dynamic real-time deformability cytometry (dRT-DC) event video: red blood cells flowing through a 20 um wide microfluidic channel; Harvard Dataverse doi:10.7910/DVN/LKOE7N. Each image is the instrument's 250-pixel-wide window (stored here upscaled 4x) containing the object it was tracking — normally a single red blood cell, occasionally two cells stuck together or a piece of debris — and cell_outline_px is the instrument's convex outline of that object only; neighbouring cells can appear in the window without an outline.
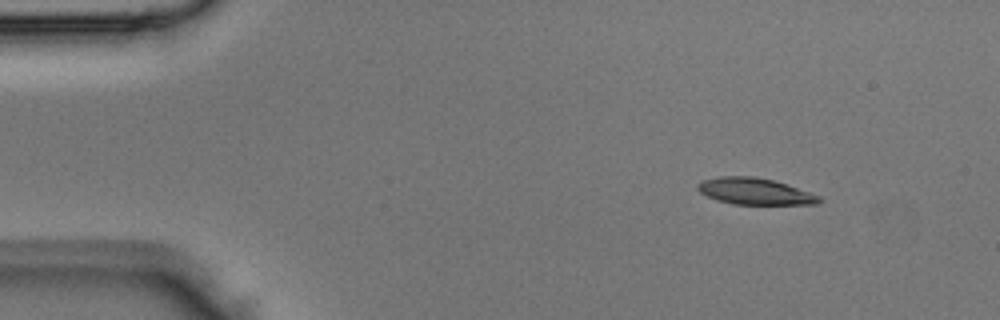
{"species": "Egyptian fruit bat (a non-hibernating species)", "species_latin": "Rousettus aegyptiacus", "temperature_condition": "room temperature", "stored_images_in_passage": 39, "camera_frame_rate_fps": 3000, "um_per_image_px": 0.085, "animal": {"sex": "male"}, "frame": {"image": 1, "passage_image": 1, "time_ms": 0.0, "image_size_px": [1000, 320], "cell_outline_px": [[824, 200], [816, 204], [732, 204], [716, 200], [700, 192], [696, 188], [696, 184], [704, 180], [720, 176], [756, 176], [772, 180], [820, 196]], "centroid_in_image_um": [64.12, 16.26], "position_along_channel_um": 20.9, "area_um2": 18.61}}
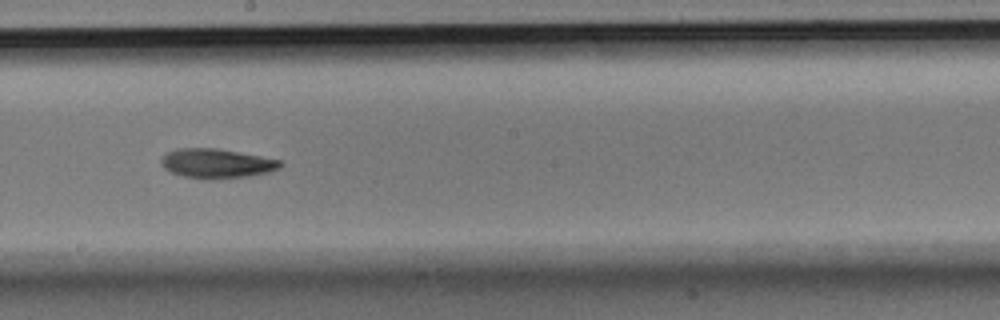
{"frame": {"image": 2, "passage_image": 20, "time_ms": 6.333, "image_size_px": [1000, 320], "cell_outline_px": [[284, 164], [280, 168], [268, 172], [244, 176], [212, 180], [204, 180], [184, 176], [172, 172], [164, 168], [160, 160], [168, 152], [176, 148], [216, 148], [260, 156], [280, 160]], "centroid_in_image_um": [18.4, 13.9], "position_along_channel_um": 229.8, "area_um2": 20.35}}
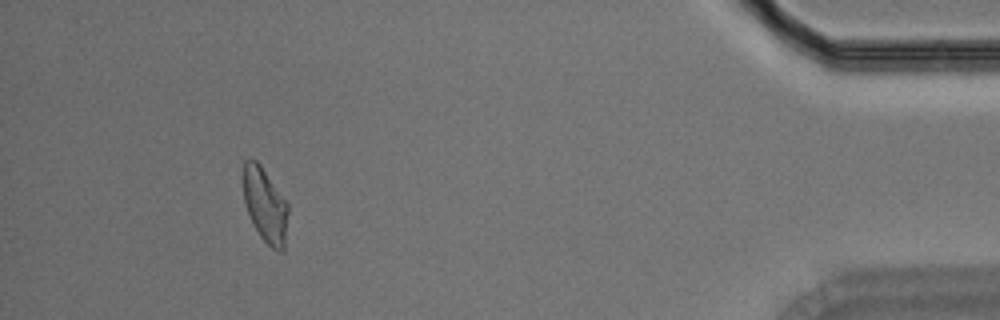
{"frame": {"image": 3, "passage_image": 36, "time_ms": 11.667, "image_size_px": [1000, 320], "cell_outline_px": [[288, 212], [284, 252], [280, 252], [272, 248], [260, 236], [248, 212], [244, 200], [240, 176], [244, 160], [256, 160], [260, 164], [288, 204]], "centroid_in_image_um": [22.5, 17.39], "position_along_channel_um": 412.7, "area_um2": 19.59}}